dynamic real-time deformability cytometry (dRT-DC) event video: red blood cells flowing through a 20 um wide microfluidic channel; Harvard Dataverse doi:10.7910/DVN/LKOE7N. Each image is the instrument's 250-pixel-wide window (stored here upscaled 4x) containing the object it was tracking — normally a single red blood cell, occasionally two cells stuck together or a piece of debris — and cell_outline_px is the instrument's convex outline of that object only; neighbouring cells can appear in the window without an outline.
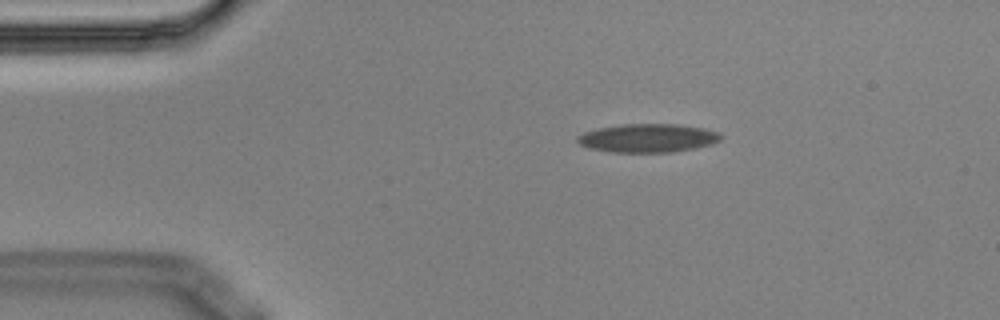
{"species": "Egyptian fruit bat (a non-hibernating species)", "species_latin": "Rousettus aegyptiacus", "temperature_condition": "cold", "stored_images_in_passage": 2, "camera_frame_rate_fps": 3000, "um_per_image_px": 0.085, "animal": {"sex": "male"}, "frame": {"image": 1, "passage_image": 1, "time_ms": 0.0, "image_size_px": [1000, 320], "cell_outline_px": [[720, 140], [712, 144], [696, 148], [672, 152], [608, 152], [588, 148], [580, 144], [576, 140], [576, 136], [584, 132], [600, 128], [620, 124], [676, 124], [704, 128], [716, 132], [720, 136]], "centroid_in_image_um": [55.02, 11.74], "position_along_channel_um": 30.0, "area_um2": 23.81}}